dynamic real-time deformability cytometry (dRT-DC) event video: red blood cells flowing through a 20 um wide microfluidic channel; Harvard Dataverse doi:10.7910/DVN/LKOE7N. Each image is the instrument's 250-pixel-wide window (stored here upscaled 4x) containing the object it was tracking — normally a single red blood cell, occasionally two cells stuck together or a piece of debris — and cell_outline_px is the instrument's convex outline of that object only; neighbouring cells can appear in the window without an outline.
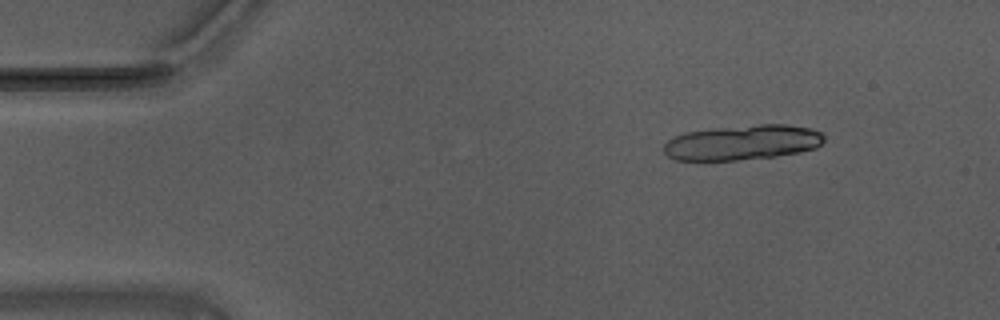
{"species": "Egyptian fruit bat (a non-hibernating species)", "species_latin": "Rousettus aegyptiacus", "temperature_condition": "warm", "stored_images_in_passage": 19, "camera_frame_rate_fps": 3000, "um_per_image_px": 0.085, "animal": {"sex": "male"}, "frame": {"image": 1, "passage_image": 7, "time_ms": 2.0, "image_size_px": [1000, 320], "cell_outline_px": [[824, 140], [816, 148], [800, 152], [776, 156], [736, 160], [676, 160], [668, 156], [664, 152], [664, 144], [668, 140], [684, 132], [712, 128], [760, 124], [784, 124], [812, 128], [824, 132]], "centroid_in_image_um": [63.14, 12.1], "position_along_channel_um": 21.9, "area_um2": 32.89}}